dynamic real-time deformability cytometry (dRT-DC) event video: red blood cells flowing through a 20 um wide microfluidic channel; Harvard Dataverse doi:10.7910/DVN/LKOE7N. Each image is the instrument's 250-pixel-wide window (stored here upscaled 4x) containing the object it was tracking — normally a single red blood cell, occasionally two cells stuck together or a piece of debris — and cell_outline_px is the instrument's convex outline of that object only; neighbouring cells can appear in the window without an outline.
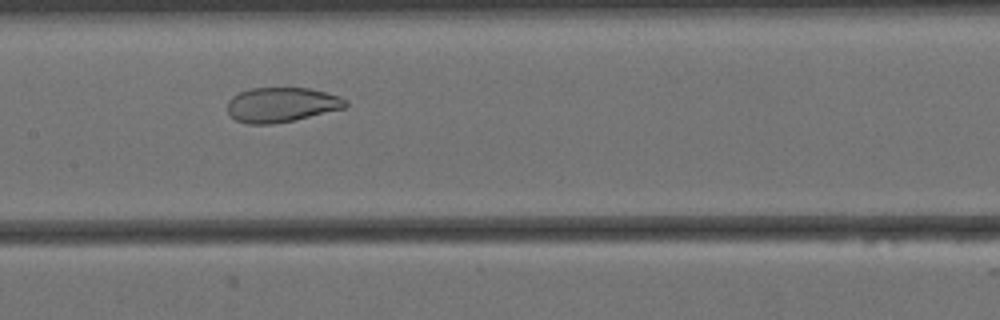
{"species": "Egyptian fruit bat (a non-hibernating species)", "species_latin": "Rousettus aegyptiacus", "temperature_condition": "cold", "stored_images_in_passage": 51, "camera_frame_rate_fps": 3000, "um_per_image_px": 0.085, "animal": {"sex": "female"}, "frame": {"image": 1, "passage_image": 21, "time_ms": 6.667, "image_size_px": [1000, 320], "cell_outline_px": [[348, 104], [344, 108], [292, 120], [272, 124], [248, 124], [236, 120], [228, 112], [228, 100], [232, 96], [240, 92], [252, 88], [308, 88], [340, 96], [348, 100]], "centroid_in_image_um": [23.92, 8.9], "position_along_channel_um": 183.5, "area_um2": 23.7}}
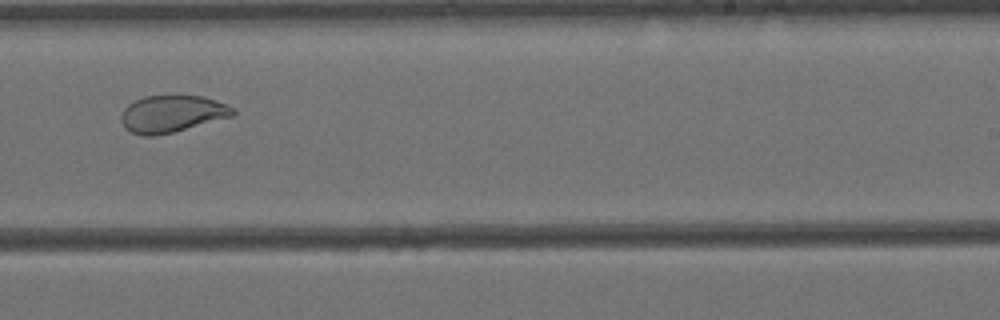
{"frame": {"image": 2, "passage_image": 29, "time_ms": 9.333, "image_size_px": [1000, 320], "cell_outline_px": [[236, 112], [232, 116], [172, 132], [152, 136], [140, 136], [124, 128], [120, 120], [120, 116], [124, 108], [128, 104], [144, 96], [200, 96], [216, 100], [236, 108]], "centroid_in_image_um": [14.59, 9.68], "position_along_channel_um": 274.4, "area_um2": 23.99}}
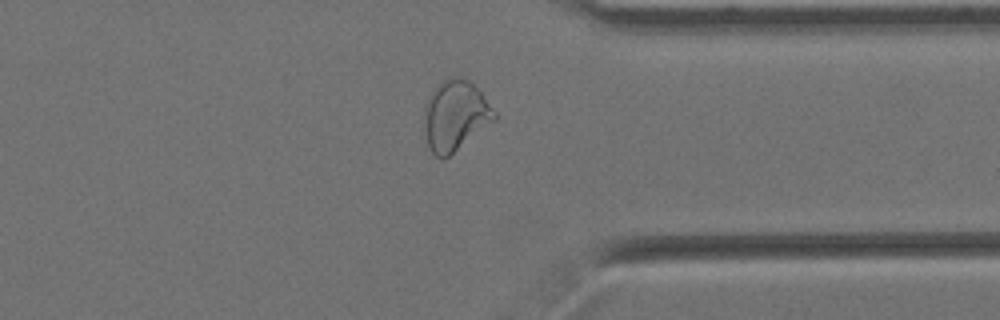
{"frame": {"image": 3, "passage_image": 38, "time_ms": 12.333, "image_size_px": [1000, 320], "cell_outline_px": [[496, 120], [448, 156], [436, 156], [424, 148], [424, 104], [432, 92], [444, 80], [452, 76], [460, 76], [468, 80], [480, 92], [496, 112]], "centroid_in_image_um": [38.65, 9.85], "position_along_channel_um": 372.7, "area_um2": 28.78}, "authors_computed_cell_mechanics": {"area_um2": 29.0734, "velocity_mm_per_s": 3.4357, "shape_relaxation_time_tau1_ms": null, "shape_relaxation_time_tau2_ms": 1.2982, "deformation_change_tau1": null, "deformation_change_tau2": 0.058}}